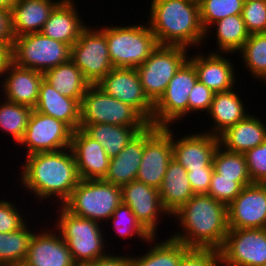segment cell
<instances>
[{"instance_id": "6da1fadb", "label": "cell", "mask_w": 266, "mask_h": 266, "mask_svg": "<svg viewBox=\"0 0 266 266\" xmlns=\"http://www.w3.org/2000/svg\"><path fill=\"white\" fill-rule=\"evenodd\" d=\"M24 159L16 180L20 183L18 186L23 187L24 193L33 194V198L43 205V201L50 203L54 199L50 207L62 205L80 181L70 147L57 152L35 153Z\"/></svg>"}, {"instance_id": "7a4b0ae2", "label": "cell", "mask_w": 266, "mask_h": 266, "mask_svg": "<svg viewBox=\"0 0 266 266\" xmlns=\"http://www.w3.org/2000/svg\"><path fill=\"white\" fill-rule=\"evenodd\" d=\"M171 217L181 231L173 229L170 237L188 248L219 251L223 246L229 230L227 205L212 196L195 194Z\"/></svg>"}, {"instance_id": "3957f363", "label": "cell", "mask_w": 266, "mask_h": 266, "mask_svg": "<svg viewBox=\"0 0 266 266\" xmlns=\"http://www.w3.org/2000/svg\"><path fill=\"white\" fill-rule=\"evenodd\" d=\"M150 25L158 45L203 49L205 31L202 27L198 0H150Z\"/></svg>"}, {"instance_id": "277c9868", "label": "cell", "mask_w": 266, "mask_h": 266, "mask_svg": "<svg viewBox=\"0 0 266 266\" xmlns=\"http://www.w3.org/2000/svg\"><path fill=\"white\" fill-rule=\"evenodd\" d=\"M53 209L58 212L56 211L57 216L54 215L55 218L50 219L54 221L52 227L59 232L62 239L67 243L72 259L77 266L93 262L110 252V248L107 249L109 247L107 243L108 235L103 229L104 224L73 215L62 205H58Z\"/></svg>"}, {"instance_id": "5b68a950", "label": "cell", "mask_w": 266, "mask_h": 266, "mask_svg": "<svg viewBox=\"0 0 266 266\" xmlns=\"http://www.w3.org/2000/svg\"><path fill=\"white\" fill-rule=\"evenodd\" d=\"M127 24L105 25V36L112 66L136 69L158 44L148 22Z\"/></svg>"}, {"instance_id": "8992f818", "label": "cell", "mask_w": 266, "mask_h": 266, "mask_svg": "<svg viewBox=\"0 0 266 266\" xmlns=\"http://www.w3.org/2000/svg\"><path fill=\"white\" fill-rule=\"evenodd\" d=\"M121 202L120 187L93 179L80 180L62 206L73 215L106 224Z\"/></svg>"}, {"instance_id": "52a82bcc", "label": "cell", "mask_w": 266, "mask_h": 266, "mask_svg": "<svg viewBox=\"0 0 266 266\" xmlns=\"http://www.w3.org/2000/svg\"><path fill=\"white\" fill-rule=\"evenodd\" d=\"M80 108V129L99 123L127 127L150 125L135 108L111 97L96 84H91L85 91Z\"/></svg>"}, {"instance_id": "ba28073f", "label": "cell", "mask_w": 266, "mask_h": 266, "mask_svg": "<svg viewBox=\"0 0 266 266\" xmlns=\"http://www.w3.org/2000/svg\"><path fill=\"white\" fill-rule=\"evenodd\" d=\"M70 56V45L46 37L41 32L14 37L10 49L11 62L43 73L68 62Z\"/></svg>"}, {"instance_id": "9c48e42d", "label": "cell", "mask_w": 266, "mask_h": 266, "mask_svg": "<svg viewBox=\"0 0 266 266\" xmlns=\"http://www.w3.org/2000/svg\"><path fill=\"white\" fill-rule=\"evenodd\" d=\"M188 48L158 45L136 69L145 95L155 104L164 94L170 80L188 60Z\"/></svg>"}, {"instance_id": "30bf717a", "label": "cell", "mask_w": 266, "mask_h": 266, "mask_svg": "<svg viewBox=\"0 0 266 266\" xmlns=\"http://www.w3.org/2000/svg\"><path fill=\"white\" fill-rule=\"evenodd\" d=\"M198 81L194 65L187 60L170 80L160 99L154 104L152 125L177 126L188 118L189 94ZM180 121V122H179Z\"/></svg>"}, {"instance_id": "8fae6325", "label": "cell", "mask_w": 266, "mask_h": 266, "mask_svg": "<svg viewBox=\"0 0 266 266\" xmlns=\"http://www.w3.org/2000/svg\"><path fill=\"white\" fill-rule=\"evenodd\" d=\"M88 24L71 46L70 59L90 84H97L114 67L108 51L105 26Z\"/></svg>"}, {"instance_id": "7c38bea8", "label": "cell", "mask_w": 266, "mask_h": 266, "mask_svg": "<svg viewBox=\"0 0 266 266\" xmlns=\"http://www.w3.org/2000/svg\"><path fill=\"white\" fill-rule=\"evenodd\" d=\"M73 131L62 121L33 109L22 140L25 156L35 153L57 152L71 145ZM26 150V151H25Z\"/></svg>"}, {"instance_id": "4fadbf2b", "label": "cell", "mask_w": 266, "mask_h": 266, "mask_svg": "<svg viewBox=\"0 0 266 266\" xmlns=\"http://www.w3.org/2000/svg\"><path fill=\"white\" fill-rule=\"evenodd\" d=\"M173 159L172 126L145 128V148L136 180L159 189Z\"/></svg>"}, {"instance_id": "5bb4252c", "label": "cell", "mask_w": 266, "mask_h": 266, "mask_svg": "<svg viewBox=\"0 0 266 266\" xmlns=\"http://www.w3.org/2000/svg\"><path fill=\"white\" fill-rule=\"evenodd\" d=\"M219 256L223 266H266V228L229 229Z\"/></svg>"}, {"instance_id": "9a60e30c", "label": "cell", "mask_w": 266, "mask_h": 266, "mask_svg": "<svg viewBox=\"0 0 266 266\" xmlns=\"http://www.w3.org/2000/svg\"><path fill=\"white\" fill-rule=\"evenodd\" d=\"M105 93L135 108L151 125L154 104L145 95L135 68H113L97 84Z\"/></svg>"}, {"instance_id": "2e32d148", "label": "cell", "mask_w": 266, "mask_h": 266, "mask_svg": "<svg viewBox=\"0 0 266 266\" xmlns=\"http://www.w3.org/2000/svg\"><path fill=\"white\" fill-rule=\"evenodd\" d=\"M121 196L122 202L130 207L140 224L152 236H158L157 230H161L159 225L163 223L164 217L171 218L163 208L159 189L155 187L133 180L121 187Z\"/></svg>"}, {"instance_id": "e0dca14e", "label": "cell", "mask_w": 266, "mask_h": 266, "mask_svg": "<svg viewBox=\"0 0 266 266\" xmlns=\"http://www.w3.org/2000/svg\"><path fill=\"white\" fill-rule=\"evenodd\" d=\"M200 52L189 53L188 60L194 65L198 80L214 93L230 91L238 87L236 69L239 65L231 61L230 53ZM193 55V56H192ZM230 56V58H228ZM236 65V66H235ZM237 75V76H236ZM238 81V82H237Z\"/></svg>"}, {"instance_id": "ac0fdd59", "label": "cell", "mask_w": 266, "mask_h": 266, "mask_svg": "<svg viewBox=\"0 0 266 266\" xmlns=\"http://www.w3.org/2000/svg\"><path fill=\"white\" fill-rule=\"evenodd\" d=\"M228 228H266V183H252L227 206Z\"/></svg>"}, {"instance_id": "d6986e66", "label": "cell", "mask_w": 266, "mask_h": 266, "mask_svg": "<svg viewBox=\"0 0 266 266\" xmlns=\"http://www.w3.org/2000/svg\"><path fill=\"white\" fill-rule=\"evenodd\" d=\"M49 224V225H47ZM40 225L34 232L22 266H77L67 243L51 223ZM48 226H50L48 228Z\"/></svg>"}, {"instance_id": "ffe728a7", "label": "cell", "mask_w": 266, "mask_h": 266, "mask_svg": "<svg viewBox=\"0 0 266 266\" xmlns=\"http://www.w3.org/2000/svg\"><path fill=\"white\" fill-rule=\"evenodd\" d=\"M194 132L186 133L179 138L173 126V159L183 165L187 171L213 167V155L219 146V137L203 131Z\"/></svg>"}, {"instance_id": "44dd1931", "label": "cell", "mask_w": 266, "mask_h": 266, "mask_svg": "<svg viewBox=\"0 0 266 266\" xmlns=\"http://www.w3.org/2000/svg\"><path fill=\"white\" fill-rule=\"evenodd\" d=\"M43 78V72L20 67L9 61L0 77V97L34 109Z\"/></svg>"}, {"instance_id": "7402d4cb", "label": "cell", "mask_w": 266, "mask_h": 266, "mask_svg": "<svg viewBox=\"0 0 266 266\" xmlns=\"http://www.w3.org/2000/svg\"><path fill=\"white\" fill-rule=\"evenodd\" d=\"M70 148L73 152L80 180L104 179L110 157L104 148L82 129L72 133Z\"/></svg>"}, {"instance_id": "603a6c76", "label": "cell", "mask_w": 266, "mask_h": 266, "mask_svg": "<svg viewBox=\"0 0 266 266\" xmlns=\"http://www.w3.org/2000/svg\"><path fill=\"white\" fill-rule=\"evenodd\" d=\"M75 0H61L52 10L41 33L51 39L72 46L87 26ZM82 18V19H81Z\"/></svg>"}, {"instance_id": "cb8c5ba5", "label": "cell", "mask_w": 266, "mask_h": 266, "mask_svg": "<svg viewBox=\"0 0 266 266\" xmlns=\"http://www.w3.org/2000/svg\"><path fill=\"white\" fill-rule=\"evenodd\" d=\"M237 89L239 88L214 94L210 109L205 115L209 116L208 121L211 119L210 123H212L211 125L209 123L208 128L210 129L206 131L205 128L203 132L219 136L227 128L237 124L250 114L251 111H247L248 108L245 105L246 101L243 102L245 98L239 93L241 90L235 91Z\"/></svg>"}, {"instance_id": "d4e9b609", "label": "cell", "mask_w": 266, "mask_h": 266, "mask_svg": "<svg viewBox=\"0 0 266 266\" xmlns=\"http://www.w3.org/2000/svg\"><path fill=\"white\" fill-rule=\"evenodd\" d=\"M256 116L248 114L237 124L227 128L219 137V145L227 151L245 154L266 140V123Z\"/></svg>"}, {"instance_id": "484cf974", "label": "cell", "mask_w": 266, "mask_h": 266, "mask_svg": "<svg viewBox=\"0 0 266 266\" xmlns=\"http://www.w3.org/2000/svg\"><path fill=\"white\" fill-rule=\"evenodd\" d=\"M80 102L56 91L44 78L35 111L64 122L73 132L80 128Z\"/></svg>"}, {"instance_id": "4316f807", "label": "cell", "mask_w": 266, "mask_h": 266, "mask_svg": "<svg viewBox=\"0 0 266 266\" xmlns=\"http://www.w3.org/2000/svg\"><path fill=\"white\" fill-rule=\"evenodd\" d=\"M144 148L145 129L140 131L116 157L110 158L108 172L103 180L120 188L136 180Z\"/></svg>"}, {"instance_id": "83f0119b", "label": "cell", "mask_w": 266, "mask_h": 266, "mask_svg": "<svg viewBox=\"0 0 266 266\" xmlns=\"http://www.w3.org/2000/svg\"><path fill=\"white\" fill-rule=\"evenodd\" d=\"M61 0H19L11 11L14 37L41 32L52 10Z\"/></svg>"}, {"instance_id": "f1b7e54d", "label": "cell", "mask_w": 266, "mask_h": 266, "mask_svg": "<svg viewBox=\"0 0 266 266\" xmlns=\"http://www.w3.org/2000/svg\"><path fill=\"white\" fill-rule=\"evenodd\" d=\"M211 33L215 34L214 45L217 46L216 49H209L210 52L236 55L250 36L241 14L230 15L212 24L205 31L203 45L207 43V39L214 36Z\"/></svg>"}, {"instance_id": "f546056e", "label": "cell", "mask_w": 266, "mask_h": 266, "mask_svg": "<svg viewBox=\"0 0 266 266\" xmlns=\"http://www.w3.org/2000/svg\"><path fill=\"white\" fill-rule=\"evenodd\" d=\"M194 195L187 178L186 168L172 159L167 166L165 177L159 188L163 208L171 216Z\"/></svg>"}, {"instance_id": "4dcf8cb0", "label": "cell", "mask_w": 266, "mask_h": 266, "mask_svg": "<svg viewBox=\"0 0 266 266\" xmlns=\"http://www.w3.org/2000/svg\"><path fill=\"white\" fill-rule=\"evenodd\" d=\"M157 238V236H153L148 240L146 253L134 255L135 250L133 251L131 266H179L182 257L190 248L170 236L165 237L163 241L162 238Z\"/></svg>"}, {"instance_id": "1f68e13d", "label": "cell", "mask_w": 266, "mask_h": 266, "mask_svg": "<svg viewBox=\"0 0 266 266\" xmlns=\"http://www.w3.org/2000/svg\"><path fill=\"white\" fill-rule=\"evenodd\" d=\"M44 79L64 96L78 100L81 103L85 91L91 85L83 76L81 70L71 61L59 64L43 73Z\"/></svg>"}, {"instance_id": "d6a6232c", "label": "cell", "mask_w": 266, "mask_h": 266, "mask_svg": "<svg viewBox=\"0 0 266 266\" xmlns=\"http://www.w3.org/2000/svg\"><path fill=\"white\" fill-rule=\"evenodd\" d=\"M146 127H127L111 124H88L82 130L96 140L110 157H116L125 146Z\"/></svg>"}, {"instance_id": "836d02e7", "label": "cell", "mask_w": 266, "mask_h": 266, "mask_svg": "<svg viewBox=\"0 0 266 266\" xmlns=\"http://www.w3.org/2000/svg\"><path fill=\"white\" fill-rule=\"evenodd\" d=\"M31 221L20 229L11 233H0V266H22L27 253L31 238L38 229L31 227ZM33 229V230H32Z\"/></svg>"}, {"instance_id": "e575fe53", "label": "cell", "mask_w": 266, "mask_h": 266, "mask_svg": "<svg viewBox=\"0 0 266 266\" xmlns=\"http://www.w3.org/2000/svg\"><path fill=\"white\" fill-rule=\"evenodd\" d=\"M238 57L241 55L242 66L249 72L251 78L266 84V33L250 34L249 38L244 43L241 50L238 52Z\"/></svg>"}, {"instance_id": "d590c367", "label": "cell", "mask_w": 266, "mask_h": 266, "mask_svg": "<svg viewBox=\"0 0 266 266\" xmlns=\"http://www.w3.org/2000/svg\"><path fill=\"white\" fill-rule=\"evenodd\" d=\"M0 130L11 136L12 142L19 144L27 128L33 109L0 97Z\"/></svg>"}, {"instance_id": "8d00e7d4", "label": "cell", "mask_w": 266, "mask_h": 266, "mask_svg": "<svg viewBox=\"0 0 266 266\" xmlns=\"http://www.w3.org/2000/svg\"><path fill=\"white\" fill-rule=\"evenodd\" d=\"M108 222L109 224H105L106 226H104V229H107V225L110 226L111 229L114 230L116 236H120L119 239L124 238V240L127 239L129 241L136 238V240L138 239L137 241H140V243L142 241V243L144 242L146 244L148 240L153 237L140 224L130 207L123 202H121V204L113 212V215L108 219Z\"/></svg>"}, {"instance_id": "74e56055", "label": "cell", "mask_w": 266, "mask_h": 266, "mask_svg": "<svg viewBox=\"0 0 266 266\" xmlns=\"http://www.w3.org/2000/svg\"><path fill=\"white\" fill-rule=\"evenodd\" d=\"M212 164L219 178L234 179L236 182H252L243 153L227 151L219 145L213 155Z\"/></svg>"}, {"instance_id": "f35d334b", "label": "cell", "mask_w": 266, "mask_h": 266, "mask_svg": "<svg viewBox=\"0 0 266 266\" xmlns=\"http://www.w3.org/2000/svg\"><path fill=\"white\" fill-rule=\"evenodd\" d=\"M200 20L204 31L230 15L242 14L244 0H198Z\"/></svg>"}, {"instance_id": "ab89813d", "label": "cell", "mask_w": 266, "mask_h": 266, "mask_svg": "<svg viewBox=\"0 0 266 266\" xmlns=\"http://www.w3.org/2000/svg\"><path fill=\"white\" fill-rule=\"evenodd\" d=\"M250 184L252 182H236L234 179L219 178V174L214 171L207 195L228 206L242 189Z\"/></svg>"}, {"instance_id": "60d3db41", "label": "cell", "mask_w": 266, "mask_h": 266, "mask_svg": "<svg viewBox=\"0 0 266 266\" xmlns=\"http://www.w3.org/2000/svg\"><path fill=\"white\" fill-rule=\"evenodd\" d=\"M241 15L250 34L266 33V0H244Z\"/></svg>"}, {"instance_id": "b9f144b4", "label": "cell", "mask_w": 266, "mask_h": 266, "mask_svg": "<svg viewBox=\"0 0 266 266\" xmlns=\"http://www.w3.org/2000/svg\"><path fill=\"white\" fill-rule=\"evenodd\" d=\"M0 198V233H11L23 227L28 222L26 218L29 217L25 215L26 210L21 213V207L14 204L15 201L11 202L8 198L6 200V197Z\"/></svg>"}, {"instance_id": "7bdbcfd3", "label": "cell", "mask_w": 266, "mask_h": 266, "mask_svg": "<svg viewBox=\"0 0 266 266\" xmlns=\"http://www.w3.org/2000/svg\"><path fill=\"white\" fill-rule=\"evenodd\" d=\"M244 155L252 183H266V140Z\"/></svg>"}, {"instance_id": "ee69618b", "label": "cell", "mask_w": 266, "mask_h": 266, "mask_svg": "<svg viewBox=\"0 0 266 266\" xmlns=\"http://www.w3.org/2000/svg\"><path fill=\"white\" fill-rule=\"evenodd\" d=\"M214 94L211 89L198 80L189 94L188 117L192 118L193 116L191 115L197 113L202 116L200 115L201 112L206 114L210 109Z\"/></svg>"}, {"instance_id": "f6af8a7d", "label": "cell", "mask_w": 266, "mask_h": 266, "mask_svg": "<svg viewBox=\"0 0 266 266\" xmlns=\"http://www.w3.org/2000/svg\"><path fill=\"white\" fill-rule=\"evenodd\" d=\"M219 251L214 249H190L181 259L179 266H217Z\"/></svg>"}, {"instance_id": "bcb514c9", "label": "cell", "mask_w": 266, "mask_h": 266, "mask_svg": "<svg viewBox=\"0 0 266 266\" xmlns=\"http://www.w3.org/2000/svg\"><path fill=\"white\" fill-rule=\"evenodd\" d=\"M213 172V167L187 171V178L190 181L194 194L208 193Z\"/></svg>"}, {"instance_id": "7dc6e473", "label": "cell", "mask_w": 266, "mask_h": 266, "mask_svg": "<svg viewBox=\"0 0 266 266\" xmlns=\"http://www.w3.org/2000/svg\"><path fill=\"white\" fill-rule=\"evenodd\" d=\"M110 251L112 254L109 252L106 256L98 258L93 262L86 263L82 266H131V254H129V251L126 253V255L123 254L122 251H119L121 254L118 252L117 255L113 252V249Z\"/></svg>"}, {"instance_id": "c3c4849f", "label": "cell", "mask_w": 266, "mask_h": 266, "mask_svg": "<svg viewBox=\"0 0 266 266\" xmlns=\"http://www.w3.org/2000/svg\"><path fill=\"white\" fill-rule=\"evenodd\" d=\"M13 40L11 11L0 7V43H3L10 50Z\"/></svg>"}, {"instance_id": "681fc988", "label": "cell", "mask_w": 266, "mask_h": 266, "mask_svg": "<svg viewBox=\"0 0 266 266\" xmlns=\"http://www.w3.org/2000/svg\"><path fill=\"white\" fill-rule=\"evenodd\" d=\"M9 61L10 50L3 43H0V77Z\"/></svg>"}, {"instance_id": "f907efd6", "label": "cell", "mask_w": 266, "mask_h": 266, "mask_svg": "<svg viewBox=\"0 0 266 266\" xmlns=\"http://www.w3.org/2000/svg\"><path fill=\"white\" fill-rule=\"evenodd\" d=\"M19 0H0V7L11 10Z\"/></svg>"}]
</instances>
